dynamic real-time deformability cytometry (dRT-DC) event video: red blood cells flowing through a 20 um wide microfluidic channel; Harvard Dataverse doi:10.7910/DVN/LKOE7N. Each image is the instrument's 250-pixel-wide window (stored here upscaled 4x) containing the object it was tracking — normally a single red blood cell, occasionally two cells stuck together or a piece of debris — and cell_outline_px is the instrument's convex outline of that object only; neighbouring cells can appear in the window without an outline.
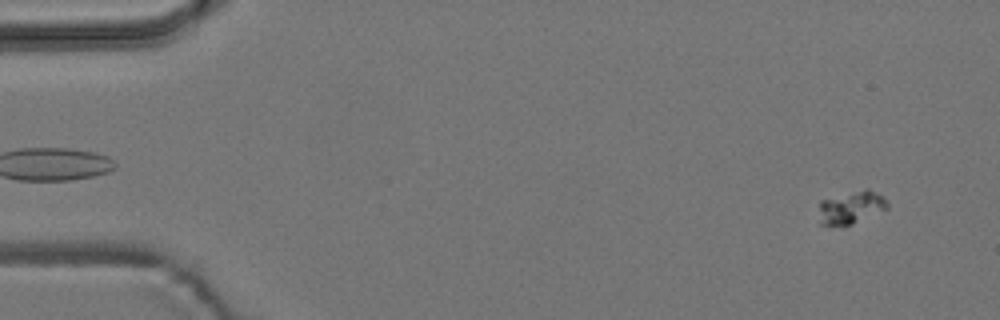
{"species": "common noctule bat (a hibernating species)", "species_latin": "Nyctalus noctula", "temperature_condition": "room temperature", "stored_images_in_passage": 4, "camera_frame_rate_fps": 3000, "um_per_image_px": 0.085, "animal": {"sex": "male", "body_mass_g": 19.2, "forearm_length_mm": 51.8}, "frame": {"image": 1, "passage_image": 1, "time_ms": 0.0, "image_size_px": [1000, 320], "cell_outline_px": [[888, 208], [844, 228], [820, 224], [820, 200], [864, 188], [868, 188], [884, 196], [888, 204]], "centroid_in_image_um": [72.35, 17.64], "position_along_channel_um": 12.7, "area_um2": 13.41}}
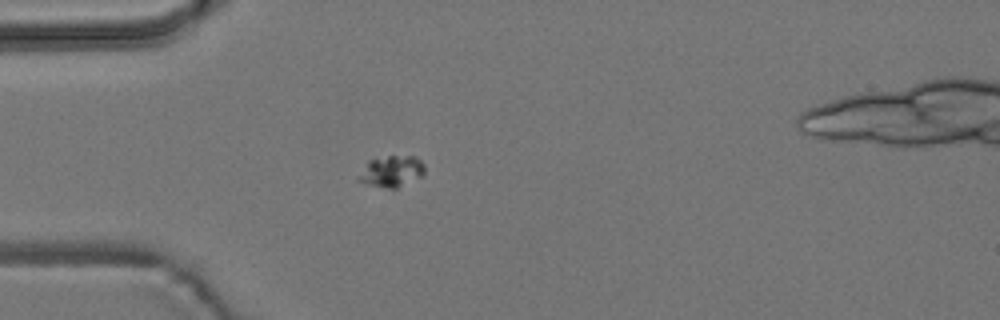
{"frame": {"image": 2, "passage_image": 4, "time_ms": 4.333, "image_size_px": [1000, 320], "cell_outline_px": [[424, 172], [420, 176], [396, 188], [388, 188], [356, 180], [368, 160], [388, 156], [416, 156], [424, 164]], "centroid_in_image_um": [33.29, 14.53], "position_along_channel_um": 51.7, "area_um2": 11.62}}